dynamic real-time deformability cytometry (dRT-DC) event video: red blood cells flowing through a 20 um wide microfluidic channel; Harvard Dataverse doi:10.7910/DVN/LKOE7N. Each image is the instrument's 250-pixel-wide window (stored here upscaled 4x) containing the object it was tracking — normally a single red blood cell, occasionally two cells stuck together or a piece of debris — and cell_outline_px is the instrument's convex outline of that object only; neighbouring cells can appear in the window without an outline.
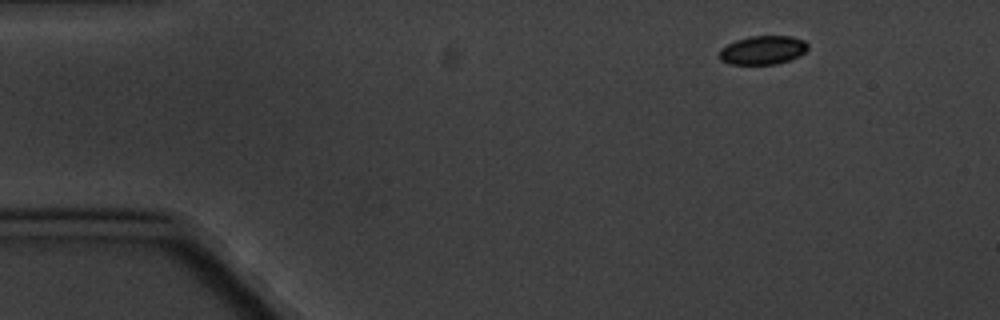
{"species": "common noctule bat (a hibernating species)", "species_latin": "Nyctalus noctula", "temperature_condition": "cold", "stored_images_in_passage": 5, "camera_frame_rate_fps": 3000, "um_per_image_px": 0.085, "animal": {"sex": "male", "body_mass_g": 20.1, "forearm_length_mm": 53.5}, "frame": {"image": 1, "passage_image": 1, "time_ms": 0.0, "image_size_px": [1000, 320], "cell_outline_px": [[808, 48], [800, 56], [776, 64], [728, 64], [720, 60], [720, 48], [736, 40], [752, 36], [792, 36], [804, 40], [808, 44]], "centroid_in_image_um": [64.85, 4.26], "position_along_channel_um": 20.2, "area_um2": 14.8}}
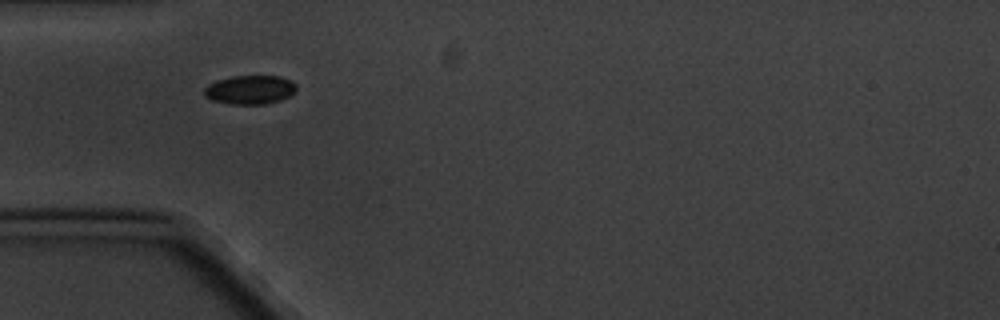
{"frame": {"image": 2, "passage_image": 4, "time_ms": 3.667, "image_size_px": [1000, 320], "cell_outline_px": [[296, 92], [280, 100], [264, 104], [232, 104], [212, 100], [204, 96], [204, 88], [208, 84], [216, 80], [232, 76], [280, 76], [296, 84]], "centroid_in_image_um": [21.23, 7.62], "position_along_channel_um": 63.8, "area_um2": 15.49}}